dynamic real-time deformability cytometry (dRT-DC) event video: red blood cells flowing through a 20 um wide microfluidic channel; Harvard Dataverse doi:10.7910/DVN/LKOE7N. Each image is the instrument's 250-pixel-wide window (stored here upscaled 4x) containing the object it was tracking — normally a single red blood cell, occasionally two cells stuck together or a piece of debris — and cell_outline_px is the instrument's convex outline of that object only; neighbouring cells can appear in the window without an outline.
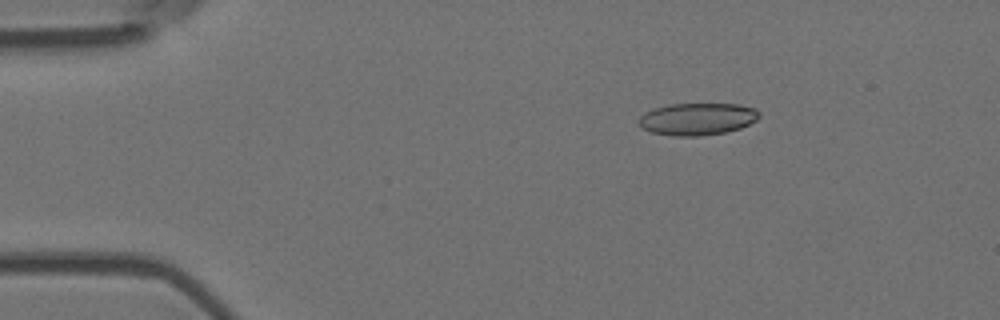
{"species": "Egyptian fruit bat (a non-hibernating species)", "species_latin": "Rousettus aegyptiacus", "temperature_condition": "room temperature", "stored_images_in_passage": 47, "camera_frame_rate_fps": 3000, "um_per_image_px": 0.085, "animal": {"sex": "female"}, "frame": {"image": 1, "passage_image": 1, "time_ms": 0.0, "image_size_px": [1000, 320], "cell_outline_px": [[760, 116], [756, 120], [740, 128], [724, 132], [700, 136], [672, 136], [652, 132], [640, 128], [636, 124], [636, 120], [644, 112], [652, 108], [668, 104], [740, 104], [756, 108], [760, 112]], "centroid_in_image_um": [59.21, 10.11], "position_along_channel_um": 25.8, "area_um2": 22.95}}
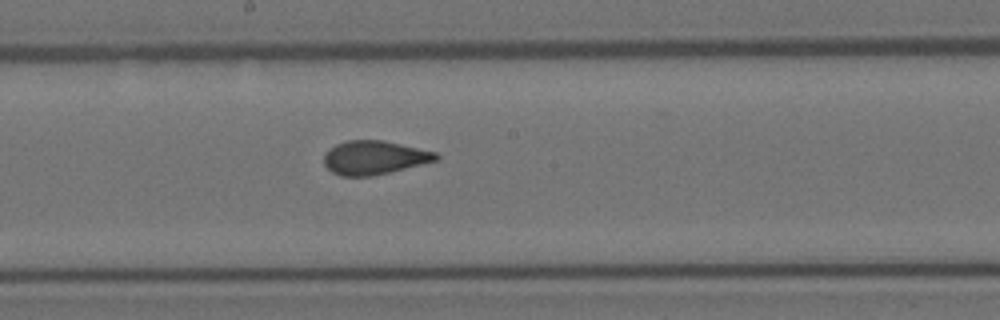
{"frame": {"image": 2, "passage_image": 22, "time_ms": 7.0, "image_size_px": [1000, 320], "cell_outline_px": [[440, 156], [436, 160], [372, 176], [340, 176], [332, 172], [324, 164], [324, 152], [328, 148], [336, 144], [348, 140], [384, 140], [436, 152]], "centroid_in_image_um": [31.76, 13.38], "position_along_channel_um": 216.4, "area_um2": 21.91}}
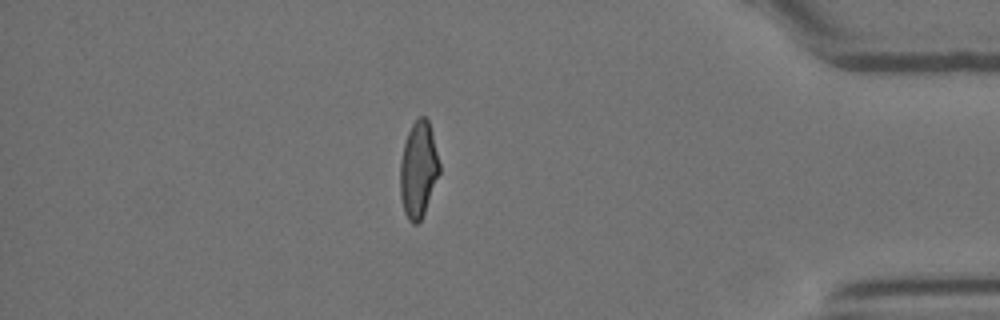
{"frame": {"image": 3, "passage_image": 40, "time_ms": 13.0, "image_size_px": [1000, 320], "cell_outline_px": [[440, 172], [424, 212], [420, 220], [416, 224], [412, 224], [408, 220], [404, 212], [400, 196], [400, 164], [404, 144], [408, 132], [412, 124], [420, 116], [424, 116], [428, 120], [432, 132], [440, 164]], "centroid_in_image_um": [35.56, 14.42], "position_along_channel_um": 399.6, "area_um2": 21.85}, "authors_computed_cell_mechanics": {"area_um2": 22.3686, "velocity_mm_per_s": 3.672, "shape_relaxation_time_tau1_ms": 6.2704, "shape_relaxation_time_tau2_ms": 0.902, "deformation_change_tau1": 0.1769, "deformation_change_tau2": 0.0758}}